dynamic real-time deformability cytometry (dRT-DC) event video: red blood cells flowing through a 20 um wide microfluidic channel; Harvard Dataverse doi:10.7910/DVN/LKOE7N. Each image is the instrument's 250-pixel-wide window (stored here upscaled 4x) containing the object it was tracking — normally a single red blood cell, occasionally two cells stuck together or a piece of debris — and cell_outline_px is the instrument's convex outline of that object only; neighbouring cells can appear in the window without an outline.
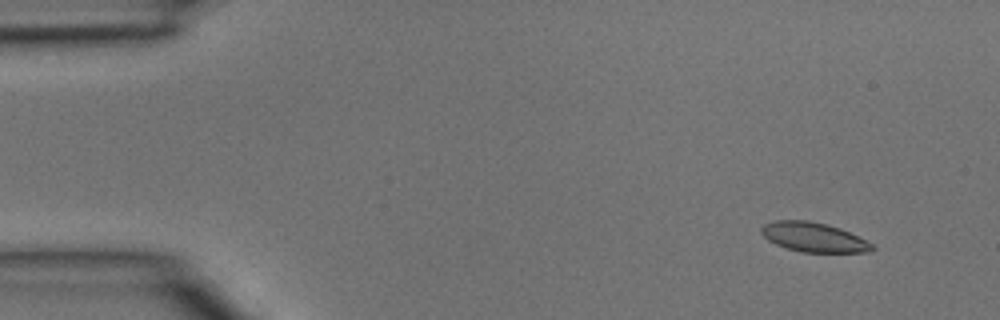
{"species": "common noctule bat (a hibernating species)", "species_latin": "Nyctalus noctula", "temperature_condition": "room temperature", "stored_images_in_passage": 3, "camera_frame_rate_fps": 3000, "um_per_image_px": 0.085, "animal": {"sex": "male", "body_mass_g": 15.6}, "frame": {"image": 1, "passage_image": 1, "time_ms": 0.0, "image_size_px": [1000, 320], "cell_outline_px": [[876, 248], [872, 252], [800, 252], [776, 244], [768, 240], [760, 232], [760, 228], [764, 224], [776, 220], [808, 220], [828, 224], [840, 228], [872, 244]], "centroid_in_image_um": [69.14, 20.16], "position_along_channel_um": 15.9, "area_um2": 18.96}}
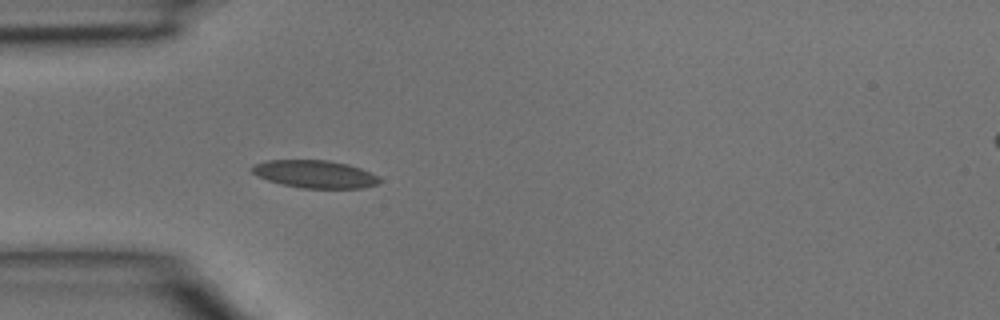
{"frame": {"image": 2, "passage_image": 3, "time_ms": 0.667, "image_size_px": [1000, 320], "cell_outline_px": [[380, 184], [360, 188], [300, 188], [268, 180], [256, 176], [248, 168], [252, 164], [268, 160], [328, 160], [348, 164], [360, 168], [380, 176]], "centroid_in_image_um": [26.75, 14.79], "position_along_channel_um": 58.2, "area_um2": 20.75}}